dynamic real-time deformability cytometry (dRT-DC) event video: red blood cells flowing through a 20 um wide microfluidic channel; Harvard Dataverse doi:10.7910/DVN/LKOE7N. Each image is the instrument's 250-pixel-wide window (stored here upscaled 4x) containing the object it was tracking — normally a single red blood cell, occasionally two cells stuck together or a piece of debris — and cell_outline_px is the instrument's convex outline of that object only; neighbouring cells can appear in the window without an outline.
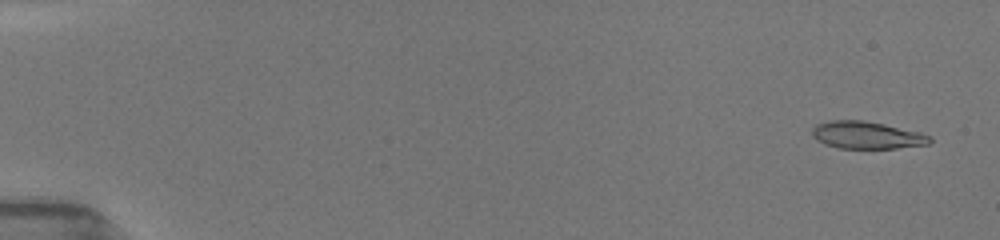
{"species": "common noctule bat (a hibernating species)", "species_latin": "Nyctalus noctula", "temperature_condition": "room temperature", "stored_images_in_passage": 53, "camera_frame_rate_fps": 3000, "um_per_image_px": 0.085, "animal": {"sex": "female", "body_mass_g": 19.5, "forearm_length_mm": 54.1}, "frame": {"image": 1, "passage_image": 3, "time_ms": 0.667, "image_size_px": [1000, 240], "cell_outline_px": [[932, 140], [928, 144], [896, 148], [836, 148], [824, 144], [816, 140], [812, 136], [812, 128], [816, 124], [828, 120], [864, 120], [884, 124], [920, 132], [932, 136]], "centroid_in_image_um": [73.65, 11.48], "position_along_channel_um": 11.4, "area_um2": 18.9}}
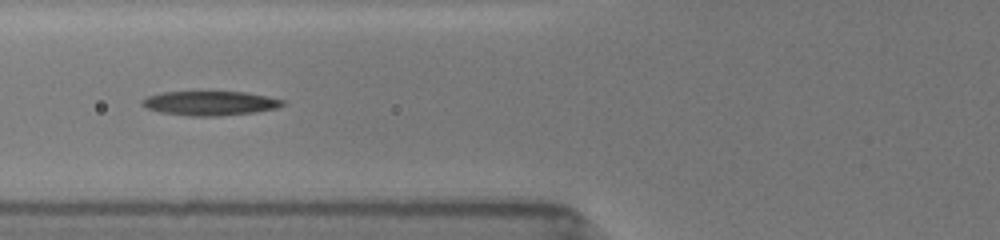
{"frame": {"image": 2, "passage_image": 22, "time_ms": 7.0, "image_size_px": [1000, 240], "cell_outline_px": [[284, 104], [276, 108], [256, 112], [220, 116], [188, 116], [160, 112], [148, 108], [140, 104], [140, 100], [148, 96], [160, 92], [244, 92], [268, 96], [284, 100]], "centroid_in_image_um": [17.83, 8.77], "position_along_channel_um": 108.0, "area_um2": 19.94}}
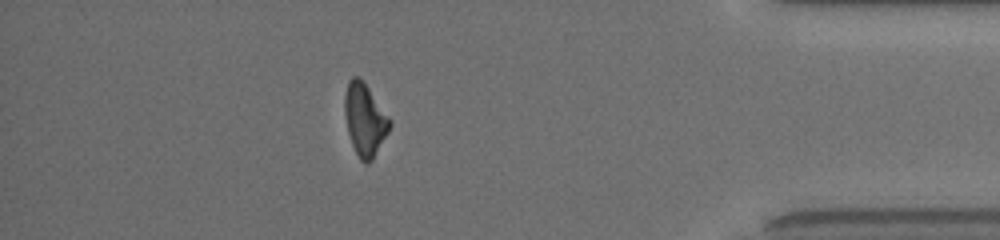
{"frame": {"image": 3, "passage_image": 47, "time_ms": 15.333, "image_size_px": [1000, 240], "cell_outline_px": [[392, 124], [388, 132], [372, 160], [368, 164], [364, 164], [360, 160], [352, 144], [348, 132], [344, 112], [344, 96], [348, 80], [352, 76], [360, 76], [392, 120]], "centroid_in_image_um": [31.01, 10.14], "position_along_channel_um": 404.2, "area_um2": 19.13}, "authors_computed_cell_mechanics": {"area_um2": 19.4786, "velocity_mm_per_s": 3.9731, "shape_relaxation_time_tau1_ms": 6.5681, "shape_relaxation_time_tau2_ms": 8.2555, "deformation_change_tau1": 0.2205, "deformation_change_tau2": 0.212}}